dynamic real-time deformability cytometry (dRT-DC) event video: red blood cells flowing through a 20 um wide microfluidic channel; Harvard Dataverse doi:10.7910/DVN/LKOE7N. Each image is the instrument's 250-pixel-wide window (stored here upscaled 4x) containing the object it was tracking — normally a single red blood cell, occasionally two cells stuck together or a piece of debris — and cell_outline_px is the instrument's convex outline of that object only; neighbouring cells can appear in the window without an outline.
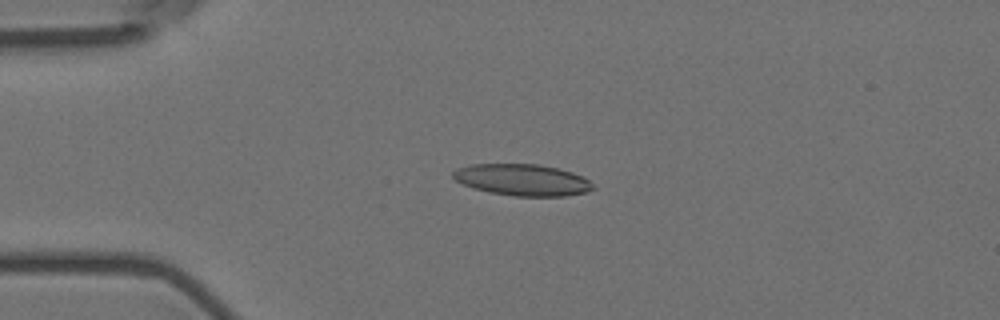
{"species": "Egyptian fruit bat (a non-hibernating species)", "species_latin": "Rousettus aegyptiacus", "temperature_condition": "room temperature", "stored_images_in_passage": 57, "camera_frame_rate_fps": 3000, "um_per_image_px": 0.085, "animal": {"sex": "female"}, "frame": {"image": 1, "passage_image": 14, "time_ms": 4.333, "image_size_px": [1000, 320], "cell_outline_px": [[596, 188], [588, 192], [564, 196], [512, 196], [488, 192], [472, 188], [456, 180], [452, 176], [452, 172], [456, 168], [468, 164], [536, 164], [556, 168], [572, 172], [584, 176]], "centroid_in_image_um": [44.39, 15.29], "position_along_channel_um": 40.6, "area_um2": 25.89}}
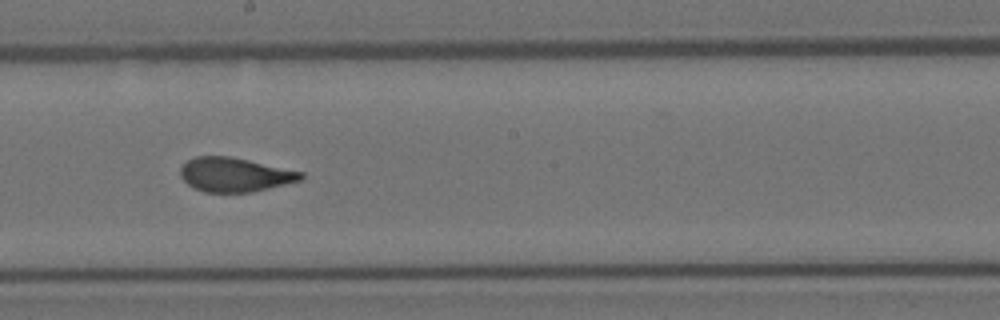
{"frame": {"image": 2, "passage_image": 32, "time_ms": 10.333, "image_size_px": [1000, 320], "cell_outline_px": [[304, 176], [300, 180], [252, 192], [204, 192], [188, 184], [180, 176], [180, 168], [188, 160], [196, 156], [228, 156], [248, 160], [304, 172]], "centroid_in_image_um": [19.94, 14.84], "position_along_channel_um": 228.3, "area_um2": 23.7}}
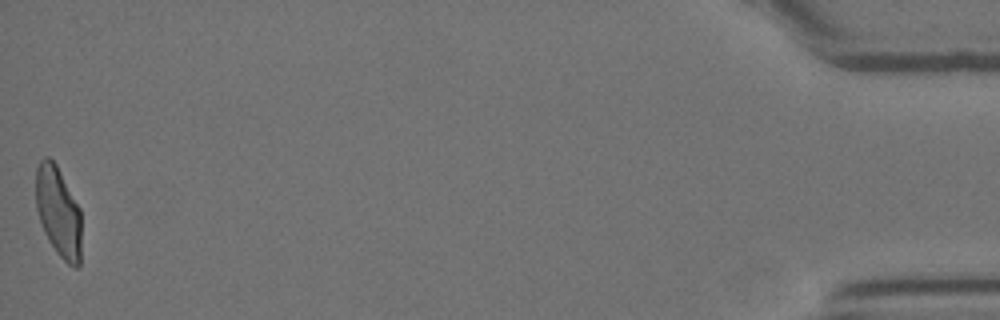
{"frame": {"image": 3, "passage_image": 57, "time_ms": 18.667, "image_size_px": [1000, 320], "cell_outline_px": [[80, 264], [76, 268], [72, 268], [56, 252], [48, 240], [44, 232], [36, 208], [36, 168], [40, 160], [44, 156], [48, 156], [56, 164], [80, 208]], "centroid_in_image_um": [4.95, 18.0], "position_along_channel_um": 430.3, "area_um2": 23.93}, "authors_computed_cell_mechanics": {"area_um2": 24.7962, "velocity_mm_per_s": 3.58, "shape_relaxation_time_tau1_ms": 8.475, "shape_relaxation_time_tau2_ms": 1.0466, "deformation_change_tau1": 0.2212, "deformation_change_tau2": 0.0766}}